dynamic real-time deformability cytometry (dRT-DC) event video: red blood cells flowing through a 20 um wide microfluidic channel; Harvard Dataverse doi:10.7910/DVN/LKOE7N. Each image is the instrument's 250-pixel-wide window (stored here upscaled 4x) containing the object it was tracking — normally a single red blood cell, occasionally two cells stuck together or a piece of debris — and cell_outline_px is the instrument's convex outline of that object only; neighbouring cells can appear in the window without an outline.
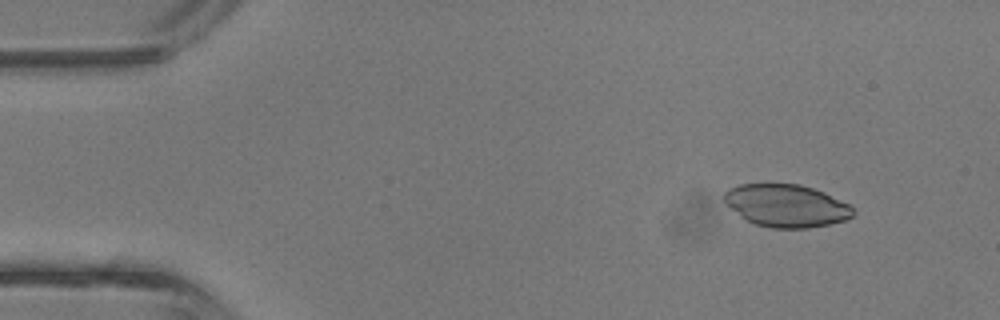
{"species": "common noctule bat (a hibernating species)", "species_latin": "Nyctalus noctula", "temperature_condition": "room temperature", "stored_images_in_passage": 3, "camera_frame_rate_fps": 3000, "um_per_image_px": 0.085, "animal": {"sex": "male", "body_mass_g": 13.3}, "frame": {"image": 1, "passage_image": 1, "time_ms": 0.0, "image_size_px": [1000, 320], "cell_outline_px": [[856, 212], [852, 216], [844, 220], [828, 224], [808, 228], [772, 228], [756, 224], [748, 220], [732, 208], [724, 200], [724, 192], [728, 188], [740, 184], [800, 184], [824, 192], [848, 204]], "centroid_in_image_um": [66.85, 17.47], "position_along_channel_um": 18.1, "area_um2": 31.56}}